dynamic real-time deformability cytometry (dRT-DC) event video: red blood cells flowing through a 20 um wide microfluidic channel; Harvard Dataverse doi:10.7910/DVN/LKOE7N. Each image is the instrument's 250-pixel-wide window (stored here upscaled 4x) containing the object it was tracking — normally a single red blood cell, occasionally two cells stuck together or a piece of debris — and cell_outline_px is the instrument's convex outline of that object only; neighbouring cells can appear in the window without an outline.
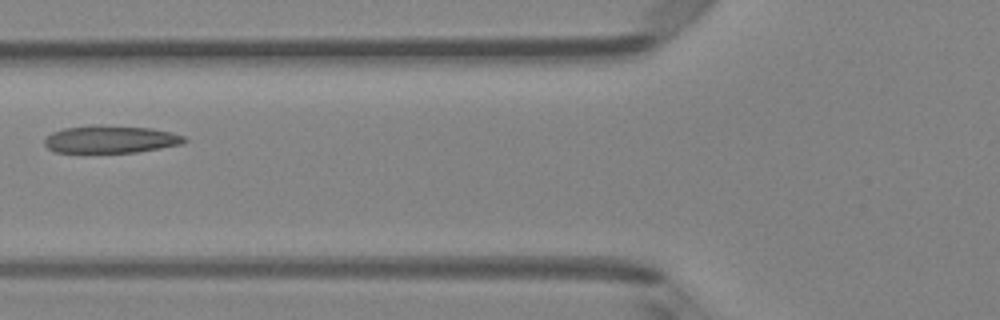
{"species": "Egyptian fruit bat (a non-hibernating species)", "species_latin": "Rousettus aegyptiacus", "temperature_condition": "room temperature", "stored_images_in_passage": 8, "camera_frame_rate_fps": 3000, "um_per_image_px": 0.085, "animal": {"sex": "female"}, "frame": {"image": 1, "passage_image": 6, "time_ms": 6.0, "image_size_px": [1000, 320], "cell_outline_px": [[188, 140], [180, 144], [160, 148], [136, 152], [56, 152], [48, 148], [44, 144], [44, 140], [52, 132], [64, 128], [92, 124], [100, 124], [152, 128], [172, 132], [184, 136]], "centroid_in_image_um": [9.4, 11.82], "position_along_channel_um": 116.4, "area_um2": 22.54}}
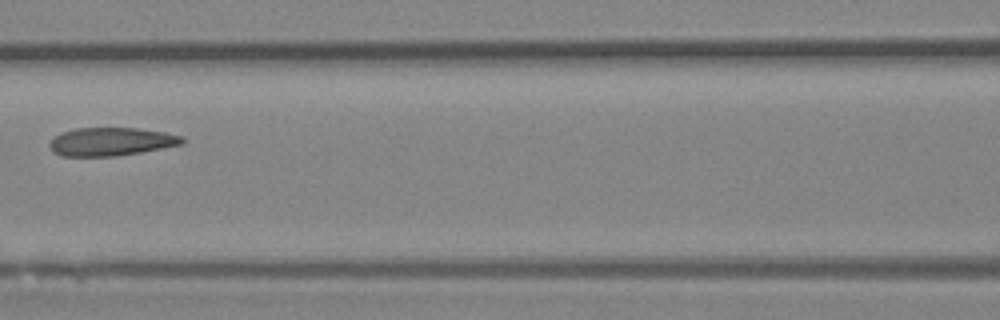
{"frame": {"image": 2, "passage_image": 7, "time_ms": 7.0, "image_size_px": [1000, 320], "cell_outline_px": [[184, 144], [140, 152], [116, 156], [60, 156], [52, 152], [48, 144], [60, 132], [76, 128], [136, 128], [164, 132], [180, 136], [184, 140]], "centroid_in_image_um": [9.4, 12.04], "position_along_channel_um": 157.2, "area_um2": 21.79}}
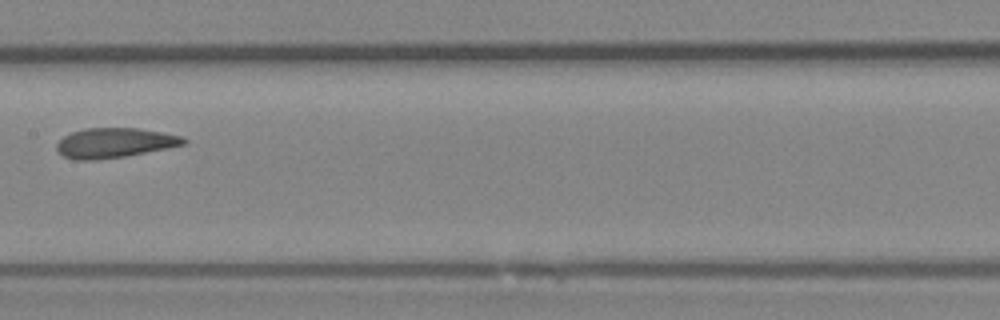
{"frame": {"image": 3, "passage_image": 8, "time_ms": 8.0, "image_size_px": [1000, 320], "cell_outline_px": [[188, 144], [168, 148], [124, 156], [96, 160], [76, 160], [64, 156], [56, 152], [56, 144], [64, 136], [72, 132], [84, 128], [136, 128], [160, 132], [180, 136], [188, 140]], "centroid_in_image_um": [9.72, 12.15], "position_along_channel_um": 197.7, "area_um2": 22.02}}